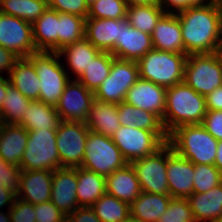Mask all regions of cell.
Segmentation results:
<instances>
[{
  "label": "cell",
  "mask_w": 222,
  "mask_h": 222,
  "mask_svg": "<svg viewBox=\"0 0 222 222\" xmlns=\"http://www.w3.org/2000/svg\"><path fill=\"white\" fill-rule=\"evenodd\" d=\"M168 143L194 164L214 165L218 141L201 125H182L168 135Z\"/></svg>",
  "instance_id": "obj_3"
},
{
  "label": "cell",
  "mask_w": 222,
  "mask_h": 222,
  "mask_svg": "<svg viewBox=\"0 0 222 222\" xmlns=\"http://www.w3.org/2000/svg\"><path fill=\"white\" fill-rule=\"evenodd\" d=\"M85 18L58 12V51L85 37Z\"/></svg>",
  "instance_id": "obj_38"
},
{
  "label": "cell",
  "mask_w": 222,
  "mask_h": 222,
  "mask_svg": "<svg viewBox=\"0 0 222 222\" xmlns=\"http://www.w3.org/2000/svg\"><path fill=\"white\" fill-rule=\"evenodd\" d=\"M21 172L22 169L19 166L7 163L0 158V186H4L16 196L19 190Z\"/></svg>",
  "instance_id": "obj_42"
},
{
  "label": "cell",
  "mask_w": 222,
  "mask_h": 222,
  "mask_svg": "<svg viewBox=\"0 0 222 222\" xmlns=\"http://www.w3.org/2000/svg\"><path fill=\"white\" fill-rule=\"evenodd\" d=\"M122 222H138V221L129 217L128 219H126L125 221H122Z\"/></svg>",
  "instance_id": "obj_56"
},
{
  "label": "cell",
  "mask_w": 222,
  "mask_h": 222,
  "mask_svg": "<svg viewBox=\"0 0 222 222\" xmlns=\"http://www.w3.org/2000/svg\"><path fill=\"white\" fill-rule=\"evenodd\" d=\"M20 57L17 56L13 51L6 49L0 45V76H2V72H8L6 74H10V71L14 67L15 62Z\"/></svg>",
  "instance_id": "obj_49"
},
{
  "label": "cell",
  "mask_w": 222,
  "mask_h": 222,
  "mask_svg": "<svg viewBox=\"0 0 222 222\" xmlns=\"http://www.w3.org/2000/svg\"><path fill=\"white\" fill-rule=\"evenodd\" d=\"M206 112L205 96L184 81L166 89L162 124L168 135L179 126L201 124Z\"/></svg>",
  "instance_id": "obj_2"
},
{
  "label": "cell",
  "mask_w": 222,
  "mask_h": 222,
  "mask_svg": "<svg viewBox=\"0 0 222 222\" xmlns=\"http://www.w3.org/2000/svg\"><path fill=\"white\" fill-rule=\"evenodd\" d=\"M128 163L155 153L165 142L153 131L120 126L111 137Z\"/></svg>",
  "instance_id": "obj_12"
},
{
  "label": "cell",
  "mask_w": 222,
  "mask_h": 222,
  "mask_svg": "<svg viewBox=\"0 0 222 222\" xmlns=\"http://www.w3.org/2000/svg\"><path fill=\"white\" fill-rule=\"evenodd\" d=\"M85 3L89 6L91 5L93 2H96L97 0H84Z\"/></svg>",
  "instance_id": "obj_57"
},
{
  "label": "cell",
  "mask_w": 222,
  "mask_h": 222,
  "mask_svg": "<svg viewBox=\"0 0 222 222\" xmlns=\"http://www.w3.org/2000/svg\"><path fill=\"white\" fill-rule=\"evenodd\" d=\"M90 131L112 137L121 126L117 104L107 103L94 98L85 121Z\"/></svg>",
  "instance_id": "obj_26"
},
{
  "label": "cell",
  "mask_w": 222,
  "mask_h": 222,
  "mask_svg": "<svg viewBox=\"0 0 222 222\" xmlns=\"http://www.w3.org/2000/svg\"><path fill=\"white\" fill-rule=\"evenodd\" d=\"M166 12L158 3L127 7L126 18L131 26L151 35L159 19Z\"/></svg>",
  "instance_id": "obj_33"
},
{
  "label": "cell",
  "mask_w": 222,
  "mask_h": 222,
  "mask_svg": "<svg viewBox=\"0 0 222 222\" xmlns=\"http://www.w3.org/2000/svg\"><path fill=\"white\" fill-rule=\"evenodd\" d=\"M28 142V130L17 124L0 126V158L7 163L20 167L23 153Z\"/></svg>",
  "instance_id": "obj_24"
},
{
  "label": "cell",
  "mask_w": 222,
  "mask_h": 222,
  "mask_svg": "<svg viewBox=\"0 0 222 222\" xmlns=\"http://www.w3.org/2000/svg\"><path fill=\"white\" fill-rule=\"evenodd\" d=\"M37 52H58V12L48 8L32 24Z\"/></svg>",
  "instance_id": "obj_27"
},
{
  "label": "cell",
  "mask_w": 222,
  "mask_h": 222,
  "mask_svg": "<svg viewBox=\"0 0 222 222\" xmlns=\"http://www.w3.org/2000/svg\"><path fill=\"white\" fill-rule=\"evenodd\" d=\"M193 193H205L222 183V173L215 165L194 164Z\"/></svg>",
  "instance_id": "obj_39"
},
{
  "label": "cell",
  "mask_w": 222,
  "mask_h": 222,
  "mask_svg": "<svg viewBox=\"0 0 222 222\" xmlns=\"http://www.w3.org/2000/svg\"><path fill=\"white\" fill-rule=\"evenodd\" d=\"M66 222H101L91 207H78L66 216Z\"/></svg>",
  "instance_id": "obj_48"
},
{
  "label": "cell",
  "mask_w": 222,
  "mask_h": 222,
  "mask_svg": "<svg viewBox=\"0 0 222 222\" xmlns=\"http://www.w3.org/2000/svg\"><path fill=\"white\" fill-rule=\"evenodd\" d=\"M93 99L94 92L88 90L77 79L70 80L55 109L61 121L85 122Z\"/></svg>",
  "instance_id": "obj_14"
},
{
  "label": "cell",
  "mask_w": 222,
  "mask_h": 222,
  "mask_svg": "<svg viewBox=\"0 0 222 222\" xmlns=\"http://www.w3.org/2000/svg\"><path fill=\"white\" fill-rule=\"evenodd\" d=\"M77 203L79 207H91L106 193V177L77 167Z\"/></svg>",
  "instance_id": "obj_31"
},
{
  "label": "cell",
  "mask_w": 222,
  "mask_h": 222,
  "mask_svg": "<svg viewBox=\"0 0 222 222\" xmlns=\"http://www.w3.org/2000/svg\"><path fill=\"white\" fill-rule=\"evenodd\" d=\"M16 197L17 196L12 191L6 189L4 186H0V211L2 207L5 205L7 206V204L10 209Z\"/></svg>",
  "instance_id": "obj_51"
},
{
  "label": "cell",
  "mask_w": 222,
  "mask_h": 222,
  "mask_svg": "<svg viewBox=\"0 0 222 222\" xmlns=\"http://www.w3.org/2000/svg\"><path fill=\"white\" fill-rule=\"evenodd\" d=\"M121 19H99L87 17L85 38L100 51L112 53L116 41H120Z\"/></svg>",
  "instance_id": "obj_21"
},
{
  "label": "cell",
  "mask_w": 222,
  "mask_h": 222,
  "mask_svg": "<svg viewBox=\"0 0 222 222\" xmlns=\"http://www.w3.org/2000/svg\"><path fill=\"white\" fill-rule=\"evenodd\" d=\"M186 55L220 52L222 2L211 1L177 12Z\"/></svg>",
  "instance_id": "obj_1"
},
{
  "label": "cell",
  "mask_w": 222,
  "mask_h": 222,
  "mask_svg": "<svg viewBox=\"0 0 222 222\" xmlns=\"http://www.w3.org/2000/svg\"><path fill=\"white\" fill-rule=\"evenodd\" d=\"M101 222H122L130 217V205L107 193L92 206Z\"/></svg>",
  "instance_id": "obj_36"
},
{
  "label": "cell",
  "mask_w": 222,
  "mask_h": 222,
  "mask_svg": "<svg viewBox=\"0 0 222 222\" xmlns=\"http://www.w3.org/2000/svg\"><path fill=\"white\" fill-rule=\"evenodd\" d=\"M139 79L137 61L114 58L110 74L94 92V98L107 103L120 104L127 91Z\"/></svg>",
  "instance_id": "obj_9"
},
{
  "label": "cell",
  "mask_w": 222,
  "mask_h": 222,
  "mask_svg": "<svg viewBox=\"0 0 222 222\" xmlns=\"http://www.w3.org/2000/svg\"><path fill=\"white\" fill-rule=\"evenodd\" d=\"M36 222H66V215L51 201L34 205Z\"/></svg>",
  "instance_id": "obj_44"
},
{
  "label": "cell",
  "mask_w": 222,
  "mask_h": 222,
  "mask_svg": "<svg viewBox=\"0 0 222 222\" xmlns=\"http://www.w3.org/2000/svg\"><path fill=\"white\" fill-rule=\"evenodd\" d=\"M43 1H45L47 4L50 2V0H43Z\"/></svg>",
  "instance_id": "obj_58"
},
{
  "label": "cell",
  "mask_w": 222,
  "mask_h": 222,
  "mask_svg": "<svg viewBox=\"0 0 222 222\" xmlns=\"http://www.w3.org/2000/svg\"><path fill=\"white\" fill-rule=\"evenodd\" d=\"M153 49L151 35L131 26L127 18L121 19L120 41H116L115 58L138 61L148 51Z\"/></svg>",
  "instance_id": "obj_18"
},
{
  "label": "cell",
  "mask_w": 222,
  "mask_h": 222,
  "mask_svg": "<svg viewBox=\"0 0 222 222\" xmlns=\"http://www.w3.org/2000/svg\"><path fill=\"white\" fill-rule=\"evenodd\" d=\"M22 119L17 125L24 126L28 131L38 129L57 130L61 122L60 116L54 106L47 105L39 100H32Z\"/></svg>",
  "instance_id": "obj_30"
},
{
  "label": "cell",
  "mask_w": 222,
  "mask_h": 222,
  "mask_svg": "<svg viewBox=\"0 0 222 222\" xmlns=\"http://www.w3.org/2000/svg\"><path fill=\"white\" fill-rule=\"evenodd\" d=\"M171 198L170 195L141 192L130 204V217L138 222H157Z\"/></svg>",
  "instance_id": "obj_29"
},
{
  "label": "cell",
  "mask_w": 222,
  "mask_h": 222,
  "mask_svg": "<svg viewBox=\"0 0 222 222\" xmlns=\"http://www.w3.org/2000/svg\"><path fill=\"white\" fill-rule=\"evenodd\" d=\"M29 58L40 81L39 101L55 107L71 78L64 64L59 62L62 57L56 52H37Z\"/></svg>",
  "instance_id": "obj_5"
},
{
  "label": "cell",
  "mask_w": 222,
  "mask_h": 222,
  "mask_svg": "<svg viewBox=\"0 0 222 222\" xmlns=\"http://www.w3.org/2000/svg\"><path fill=\"white\" fill-rule=\"evenodd\" d=\"M56 131L52 129L28 131V142L20 162L22 170L54 171L61 168Z\"/></svg>",
  "instance_id": "obj_8"
},
{
  "label": "cell",
  "mask_w": 222,
  "mask_h": 222,
  "mask_svg": "<svg viewBox=\"0 0 222 222\" xmlns=\"http://www.w3.org/2000/svg\"><path fill=\"white\" fill-rule=\"evenodd\" d=\"M214 165L222 173V140L218 141L217 150H216V158H215V161H214Z\"/></svg>",
  "instance_id": "obj_53"
},
{
  "label": "cell",
  "mask_w": 222,
  "mask_h": 222,
  "mask_svg": "<svg viewBox=\"0 0 222 222\" xmlns=\"http://www.w3.org/2000/svg\"><path fill=\"white\" fill-rule=\"evenodd\" d=\"M127 164L111 137L89 130L80 167L107 177Z\"/></svg>",
  "instance_id": "obj_7"
},
{
  "label": "cell",
  "mask_w": 222,
  "mask_h": 222,
  "mask_svg": "<svg viewBox=\"0 0 222 222\" xmlns=\"http://www.w3.org/2000/svg\"><path fill=\"white\" fill-rule=\"evenodd\" d=\"M209 2H211V0H158V4L166 13H177L191 6L203 5Z\"/></svg>",
  "instance_id": "obj_47"
},
{
  "label": "cell",
  "mask_w": 222,
  "mask_h": 222,
  "mask_svg": "<svg viewBox=\"0 0 222 222\" xmlns=\"http://www.w3.org/2000/svg\"><path fill=\"white\" fill-rule=\"evenodd\" d=\"M157 222H195L187 198H171L166 211Z\"/></svg>",
  "instance_id": "obj_41"
},
{
  "label": "cell",
  "mask_w": 222,
  "mask_h": 222,
  "mask_svg": "<svg viewBox=\"0 0 222 222\" xmlns=\"http://www.w3.org/2000/svg\"><path fill=\"white\" fill-rule=\"evenodd\" d=\"M200 95L206 96L222 85V53L189 54L184 67V80Z\"/></svg>",
  "instance_id": "obj_6"
},
{
  "label": "cell",
  "mask_w": 222,
  "mask_h": 222,
  "mask_svg": "<svg viewBox=\"0 0 222 222\" xmlns=\"http://www.w3.org/2000/svg\"><path fill=\"white\" fill-rule=\"evenodd\" d=\"M106 193L129 205L140 195L141 187L130 163L106 177Z\"/></svg>",
  "instance_id": "obj_23"
},
{
  "label": "cell",
  "mask_w": 222,
  "mask_h": 222,
  "mask_svg": "<svg viewBox=\"0 0 222 222\" xmlns=\"http://www.w3.org/2000/svg\"><path fill=\"white\" fill-rule=\"evenodd\" d=\"M195 222H217L222 217V183L205 193H192L187 198Z\"/></svg>",
  "instance_id": "obj_25"
},
{
  "label": "cell",
  "mask_w": 222,
  "mask_h": 222,
  "mask_svg": "<svg viewBox=\"0 0 222 222\" xmlns=\"http://www.w3.org/2000/svg\"><path fill=\"white\" fill-rule=\"evenodd\" d=\"M166 89L161 85L139 78L127 91L124 102L152 112L162 120L165 113Z\"/></svg>",
  "instance_id": "obj_16"
},
{
  "label": "cell",
  "mask_w": 222,
  "mask_h": 222,
  "mask_svg": "<svg viewBox=\"0 0 222 222\" xmlns=\"http://www.w3.org/2000/svg\"><path fill=\"white\" fill-rule=\"evenodd\" d=\"M0 45L19 57H29L37 53L32 24L0 12Z\"/></svg>",
  "instance_id": "obj_13"
},
{
  "label": "cell",
  "mask_w": 222,
  "mask_h": 222,
  "mask_svg": "<svg viewBox=\"0 0 222 222\" xmlns=\"http://www.w3.org/2000/svg\"><path fill=\"white\" fill-rule=\"evenodd\" d=\"M194 163L178 155L167 142V181L170 196L188 198L193 193Z\"/></svg>",
  "instance_id": "obj_15"
},
{
  "label": "cell",
  "mask_w": 222,
  "mask_h": 222,
  "mask_svg": "<svg viewBox=\"0 0 222 222\" xmlns=\"http://www.w3.org/2000/svg\"><path fill=\"white\" fill-rule=\"evenodd\" d=\"M100 52L84 37L62 48L57 53L60 57L65 56L68 68L75 74L74 77H77L75 79H78L91 63V59H94Z\"/></svg>",
  "instance_id": "obj_32"
},
{
  "label": "cell",
  "mask_w": 222,
  "mask_h": 222,
  "mask_svg": "<svg viewBox=\"0 0 222 222\" xmlns=\"http://www.w3.org/2000/svg\"><path fill=\"white\" fill-rule=\"evenodd\" d=\"M187 56L152 49L137 61L139 78L165 88L177 85L184 80Z\"/></svg>",
  "instance_id": "obj_4"
},
{
  "label": "cell",
  "mask_w": 222,
  "mask_h": 222,
  "mask_svg": "<svg viewBox=\"0 0 222 222\" xmlns=\"http://www.w3.org/2000/svg\"><path fill=\"white\" fill-rule=\"evenodd\" d=\"M118 118L121 126L137 127L155 132L165 143L168 134L162 120L154 113L134 107L126 102L117 104Z\"/></svg>",
  "instance_id": "obj_22"
},
{
  "label": "cell",
  "mask_w": 222,
  "mask_h": 222,
  "mask_svg": "<svg viewBox=\"0 0 222 222\" xmlns=\"http://www.w3.org/2000/svg\"><path fill=\"white\" fill-rule=\"evenodd\" d=\"M88 133L89 129L85 122H60L56 131V145L61 161V168L81 166Z\"/></svg>",
  "instance_id": "obj_11"
},
{
  "label": "cell",
  "mask_w": 222,
  "mask_h": 222,
  "mask_svg": "<svg viewBox=\"0 0 222 222\" xmlns=\"http://www.w3.org/2000/svg\"><path fill=\"white\" fill-rule=\"evenodd\" d=\"M31 101L9 83L6 97L1 106V124H17L26 113L25 110Z\"/></svg>",
  "instance_id": "obj_37"
},
{
  "label": "cell",
  "mask_w": 222,
  "mask_h": 222,
  "mask_svg": "<svg viewBox=\"0 0 222 222\" xmlns=\"http://www.w3.org/2000/svg\"><path fill=\"white\" fill-rule=\"evenodd\" d=\"M8 77L10 83L24 96L31 100H39L40 81L29 57H20Z\"/></svg>",
  "instance_id": "obj_28"
},
{
  "label": "cell",
  "mask_w": 222,
  "mask_h": 222,
  "mask_svg": "<svg viewBox=\"0 0 222 222\" xmlns=\"http://www.w3.org/2000/svg\"><path fill=\"white\" fill-rule=\"evenodd\" d=\"M201 125L217 140H222V110H207Z\"/></svg>",
  "instance_id": "obj_46"
},
{
  "label": "cell",
  "mask_w": 222,
  "mask_h": 222,
  "mask_svg": "<svg viewBox=\"0 0 222 222\" xmlns=\"http://www.w3.org/2000/svg\"><path fill=\"white\" fill-rule=\"evenodd\" d=\"M48 8L59 13L74 14L85 19L88 17V5L84 0H50Z\"/></svg>",
  "instance_id": "obj_43"
},
{
  "label": "cell",
  "mask_w": 222,
  "mask_h": 222,
  "mask_svg": "<svg viewBox=\"0 0 222 222\" xmlns=\"http://www.w3.org/2000/svg\"><path fill=\"white\" fill-rule=\"evenodd\" d=\"M9 83H10L9 77L5 79L4 76H0V112H1L2 103L7 94Z\"/></svg>",
  "instance_id": "obj_52"
},
{
  "label": "cell",
  "mask_w": 222,
  "mask_h": 222,
  "mask_svg": "<svg viewBox=\"0 0 222 222\" xmlns=\"http://www.w3.org/2000/svg\"><path fill=\"white\" fill-rule=\"evenodd\" d=\"M11 222H36L35 206L16 197L9 209Z\"/></svg>",
  "instance_id": "obj_45"
},
{
  "label": "cell",
  "mask_w": 222,
  "mask_h": 222,
  "mask_svg": "<svg viewBox=\"0 0 222 222\" xmlns=\"http://www.w3.org/2000/svg\"><path fill=\"white\" fill-rule=\"evenodd\" d=\"M0 222H11V215L9 209L7 210V214L0 211Z\"/></svg>",
  "instance_id": "obj_55"
},
{
  "label": "cell",
  "mask_w": 222,
  "mask_h": 222,
  "mask_svg": "<svg viewBox=\"0 0 222 222\" xmlns=\"http://www.w3.org/2000/svg\"><path fill=\"white\" fill-rule=\"evenodd\" d=\"M127 14L125 0H97L88 6V17L99 19H124Z\"/></svg>",
  "instance_id": "obj_40"
},
{
  "label": "cell",
  "mask_w": 222,
  "mask_h": 222,
  "mask_svg": "<svg viewBox=\"0 0 222 222\" xmlns=\"http://www.w3.org/2000/svg\"><path fill=\"white\" fill-rule=\"evenodd\" d=\"M207 110H222V85L205 96Z\"/></svg>",
  "instance_id": "obj_50"
},
{
  "label": "cell",
  "mask_w": 222,
  "mask_h": 222,
  "mask_svg": "<svg viewBox=\"0 0 222 222\" xmlns=\"http://www.w3.org/2000/svg\"><path fill=\"white\" fill-rule=\"evenodd\" d=\"M130 164L135 170L142 192L170 195L167 181V142L155 153Z\"/></svg>",
  "instance_id": "obj_10"
},
{
  "label": "cell",
  "mask_w": 222,
  "mask_h": 222,
  "mask_svg": "<svg viewBox=\"0 0 222 222\" xmlns=\"http://www.w3.org/2000/svg\"><path fill=\"white\" fill-rule=\"evenodd\" d=\"M77 167H63L53 171L51 202L66 216L79 206L77 203Z\"/></svg>",
  "instance_id": "obj_17"
},
{
  "label": "cell",
  "mask_w": 222,
  "mask_h": 222,
  "mask_svg": "<svg viewBox=\"0 0 222 222\" xmlns=\"http://www.w3.org/2000/svg\"><path fill=\"white\" fill-rule=\"evenodd\" d=\"M52 179L50 170H22L17 198L33 205L50 201Z\"/></svg>",
  "instance_id": "obj_19"
},
{
  "label": "cell",
  "mask_w": 222,
  "mask_h": 222,
  "mask_svg": "<svg viewBox=\"0 0 222 222\" xmlns=\"http://www.w3.org/2000/svg\"><path fill=\"white\" fill-rule=\"evenodd\" d=\"M114 58L112 53L101 51L94 59H91V63L77 80L88 90L95 92L110 74Z\"/></svg>",
  "instance_id": "obj_34"
},
{
  "label": "cell",
  "mask_w": 222,
  "mask_h": 222,
  "mask_svg": "<svg viewBox=\"0 0 222 222\" xmlns=\"http://www.w3.org/2000/svg\"><path fill=\"white\" fill-rule=\"evenodd\" d=\"M48 4L43 0H2L0 2V12L15 16L33 24L43 12Z\"/></svg>",
  "instance_id": "obj_35"
},
{
  "label": "cell",
  "mask_w": 222,
  "mask_h": 222,
  "mask_svg": "<svg viewBox=\"0 0 222 222\" xmlns=\"http://www.w3.org/2000/svg\"><path fill=\"white\" fill-rule=\"evenodd\" d=\"M127 7L133 5H148L152 3H158V0H125Z\"/></svg>",
  "instance_id": "obj_54"
},
{
  "label": "cell",
  "mask_w": 222,
  "mask_h": 222,
  "mask_svg": "<svg viewBox=\"0 0 222 222\" xmlns=\"http://www.w3.org/2000/svg\"><path fill=\"white\" fill-rule=\"evenodd\" d=\"M153 49L186 54L177 13H165L151 33Z\"/></svg>",
  "instance_id": "obj_20"
}]
</instances>
